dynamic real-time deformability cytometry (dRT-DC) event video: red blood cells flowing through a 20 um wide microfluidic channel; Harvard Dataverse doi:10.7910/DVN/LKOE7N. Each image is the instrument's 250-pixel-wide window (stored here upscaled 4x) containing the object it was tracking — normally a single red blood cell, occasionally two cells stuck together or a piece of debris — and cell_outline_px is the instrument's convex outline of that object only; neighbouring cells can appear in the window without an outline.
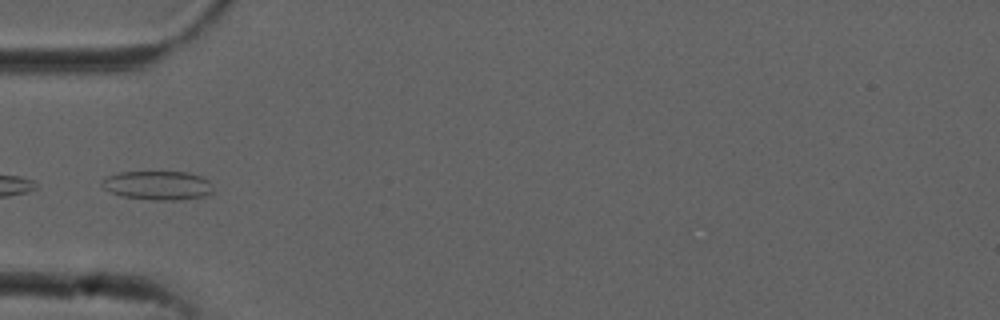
{"species": "common noctule bat (a hibernating species)", "species_latin": "Nyctalus noctula", "temperature_condition": "cold", "stored_images_in_passage": 4, "camera_frame_rate_fps": 3000, "um_per_image_px": 0.085, "animal": {"sex": "male", "forearm_length_mm": 52.5}, "frame": {"image": 1, "passage_image": 4, "time_ms": 1.0, "image_size_px": [1000, 320], "cell_outline_px": [[212, 192], [204, 196], [176, 200], [156, 200], [124, 196], [112, 192], [104, 188], [100, 184], [100, 180], [108, 176], [120, 172], [188, 172], [200, 176], [208, 180], [212, 184]], "centroid_in_image_um": [13.41, 15.75], "position_along_channel_um": 71.6, "area_um2": 18.61}}